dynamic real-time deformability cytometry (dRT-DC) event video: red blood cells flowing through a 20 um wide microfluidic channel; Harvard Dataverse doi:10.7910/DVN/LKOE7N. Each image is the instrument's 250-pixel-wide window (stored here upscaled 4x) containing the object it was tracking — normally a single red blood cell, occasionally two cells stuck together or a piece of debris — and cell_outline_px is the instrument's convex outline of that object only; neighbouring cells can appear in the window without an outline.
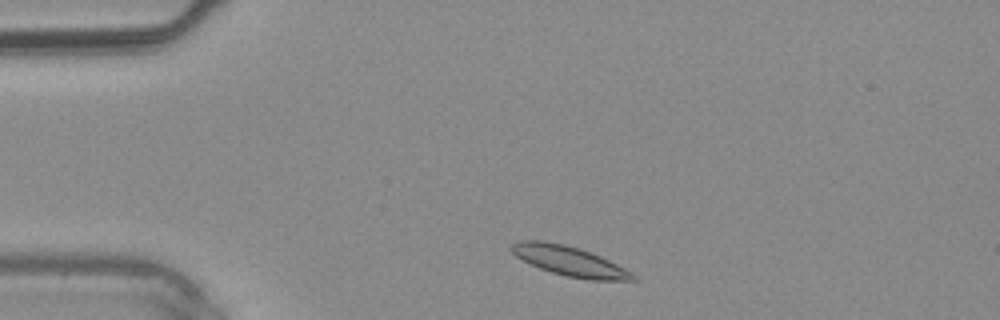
{"species": "common noctule bat (a hibernating species)", "species_latin": "Nyctalus noctula", "temperature_condition": "warm", "stored_images_in_passage": 34, "camera_frame_rate_fps": 3000, "um_per_image_px": 0.085, "animal": {"sex": "male", "body_mass_g": 20.4}, "frame": {"image": 1, "passage_image": 3, "time_ms": 0.667, "image_size_px": [1000, 320], "cell_outline_px": [[640, 280], [588, 280], [568, 276], [552, 272], [540, 268], [516, 256], [508, 248], [508, 244], [520, 240], [544, 240], [564, 244], [580, 248], [600, 256], [632, 272]], "centroid_in_image_um": [48.38, 22.17], "position_along_channel_um": 36.6, "area_um2": 21.04}}
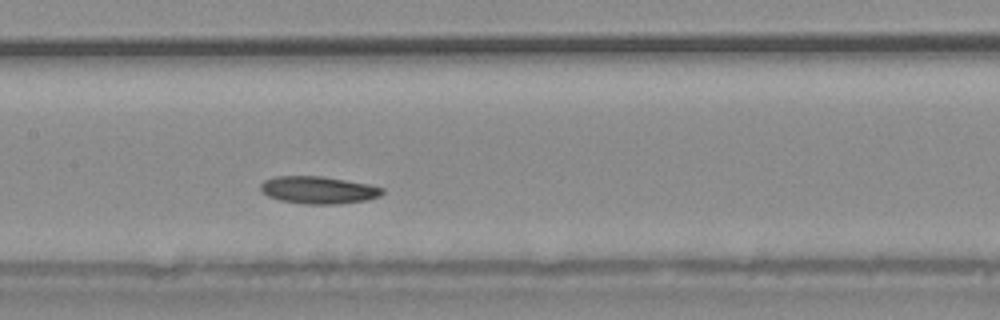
{"frame": {"image": 2, "passage_image": 14, "time_ms": 4.333, "image_size_px": [1000, 320], "cell_outline_px": [[384, 192], [380, 196], [368, 200], [340, 204], [304, 204], [280, 200], [268, 196], [260, 188], [260, 184], [264, 180], [276, 176], [324, 176], [368, 184], [384, 188]], "centroid_in_image_um": [27.09, 16.15], "position_along_channel_um": 180.3, "area_um2": 19.54}}
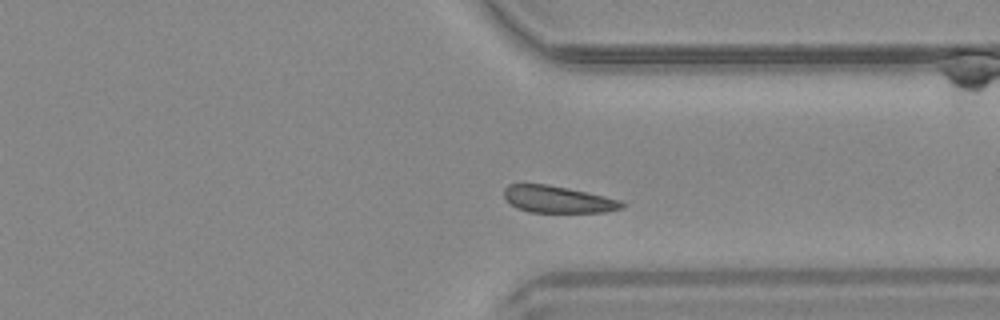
{"frame": {"image": 3, "passage_image": 25, "time_ms": 8.0, "image_size_px": [1000, 320], "cell_outline_px": [[624, 208], [608, 212], [528, 212], [516, 208], [504, 196], [504, 188], [508, 184], [544, 184], [568, 188], [604, 196], [620, 200], [624, 204]], "centroid_in_image_um": [47.42, 16.95], "position_along_channel_um": 364.0, "area_um2": 18.38}}